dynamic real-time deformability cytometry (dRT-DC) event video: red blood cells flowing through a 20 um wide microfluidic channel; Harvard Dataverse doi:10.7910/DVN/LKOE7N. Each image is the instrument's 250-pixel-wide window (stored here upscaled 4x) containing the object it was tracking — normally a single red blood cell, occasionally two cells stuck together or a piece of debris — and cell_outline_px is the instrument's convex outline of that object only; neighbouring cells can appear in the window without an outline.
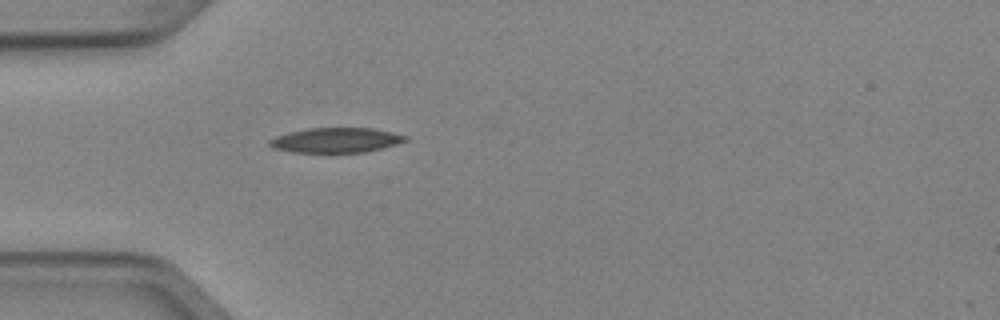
{"species": "Egyptian fruit bat (a non-hibernating species)", "species_latin": "Rousettus aegyptiacus", "temperature_condition": "cold", "stored_images_in_passage": 4, "camera_frame_rate_fps": 3000, "um_per_image_px": 0.085, "animal": {"sex": "female"}, "frame": {"image": 1, "passage_image": 4, "time_ms": 1.0, "image_size_px": [1000, 320], "cell_outline_px": [[408, 140], [396, 144], [364, 152], [292, 152], [272, 148], [268, 144], [268, 140], [276, 136], [288, 132], [308, 128], [372, 128], [392, 132], [408, 136]], "centroid_in_image_um": [28.52, 11.91], "position_along_channel_um": 56.5, "area_um2": 19.65}}